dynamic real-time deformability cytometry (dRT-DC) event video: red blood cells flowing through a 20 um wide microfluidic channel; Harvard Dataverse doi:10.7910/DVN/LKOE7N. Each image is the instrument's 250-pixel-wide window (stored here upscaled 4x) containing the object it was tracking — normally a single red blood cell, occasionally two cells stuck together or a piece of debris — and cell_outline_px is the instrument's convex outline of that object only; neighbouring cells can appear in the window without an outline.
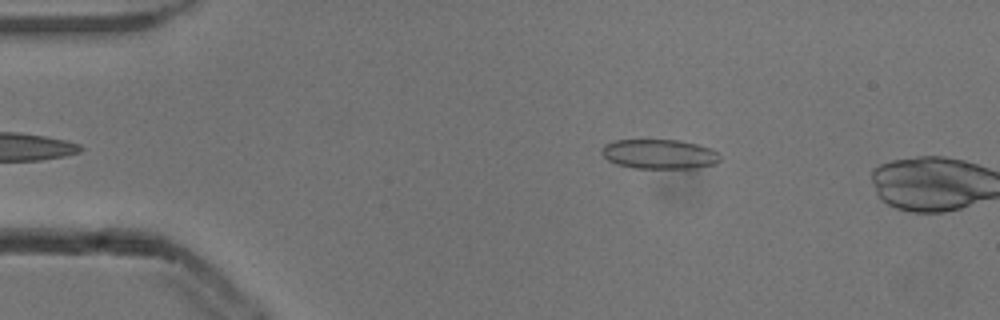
{"species": "common noctule bat (a hibernating species)", "species_latin": "Nyctalus noctula", "temperature_condition": "cold", "stored_images_in_passage": 9, "camera_frame_rate_fps": 3000, "um_per_image_px": 0.085, "animal": {"sex": "male", "body_mass_g": 13.3}, "frame": {"image": 1, "passage_image": 7, "time_ms": 2.0, "image_size_px": [1000, 320], "cell_outline_px": [[720, 160], [716, 164], [696, 168], [632, 168], [616, 164], [608, 160], [600, 152], [600, 148], [604, 144], [616, 140], [680, 140], [700, 144], [712, 148], [720, 156]], "centroid_in_image_um": [56.04, 13.09], "position_along_channel_um": 29.0, "area_um2": 20.69}}